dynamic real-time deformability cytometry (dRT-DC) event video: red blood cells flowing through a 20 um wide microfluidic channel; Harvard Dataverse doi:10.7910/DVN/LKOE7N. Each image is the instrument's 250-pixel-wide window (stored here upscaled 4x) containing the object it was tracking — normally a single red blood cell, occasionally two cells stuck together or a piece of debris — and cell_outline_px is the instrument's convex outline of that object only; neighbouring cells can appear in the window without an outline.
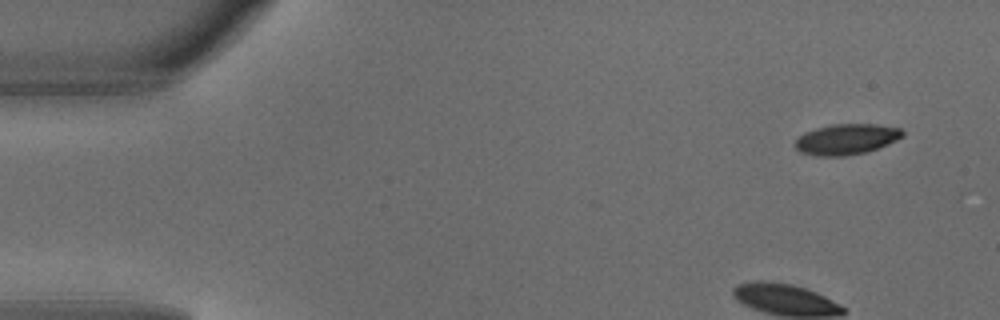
{"species": "common noctule bat (a hibernating species)", "species_latin": "Nyctalus noctula", "temperature_condition": "warm", "stored_images_in_passage": 4, "camera_frame_rate_fps": 3000, "um_per_image_px": 0.085, "animal": {"sex": "male", "body_mass_g": 18.8}, "frame": {"image": 1, "passage_image": 1, "time_ms": 0.0, "image_size_px": [1000, 320], "cell_outline_px": [[904, 136], [888, 144], [864, 152], [844, 156], [816, 156], [800, 152], [796, 148], [796, 140], [804, 132], [816, 128], [832, 124], [876, 124], [900, 128], [904, 132]], "centroid_in_image_um": [71.94, 11.83], "position_along_channel_um": 13.1, "area_um2": 19.07}}
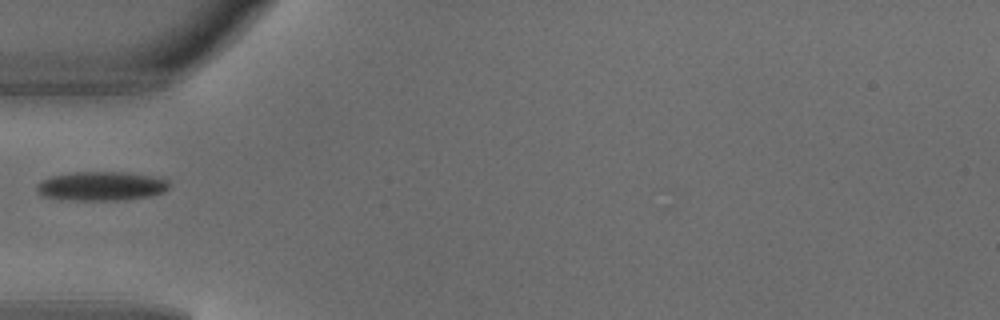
{"frame": {"image": 2, "passage_image": 4, "time_ms": 1.0, "image_size_px": [1000, 320], "cell_outline_px": [[168, 188], [164, 192], [148, 196], [116, 200], [68, 200], [44, 196], [36, 188], [36, 184], [40, 180], [52, 176], [72, 172], [128, 172], [160, 176], [168, 180]], "centroid_in_image_um": [8.63, 15.8], "position_along_channel_um": 76.4, "area_um2": 22.54}}